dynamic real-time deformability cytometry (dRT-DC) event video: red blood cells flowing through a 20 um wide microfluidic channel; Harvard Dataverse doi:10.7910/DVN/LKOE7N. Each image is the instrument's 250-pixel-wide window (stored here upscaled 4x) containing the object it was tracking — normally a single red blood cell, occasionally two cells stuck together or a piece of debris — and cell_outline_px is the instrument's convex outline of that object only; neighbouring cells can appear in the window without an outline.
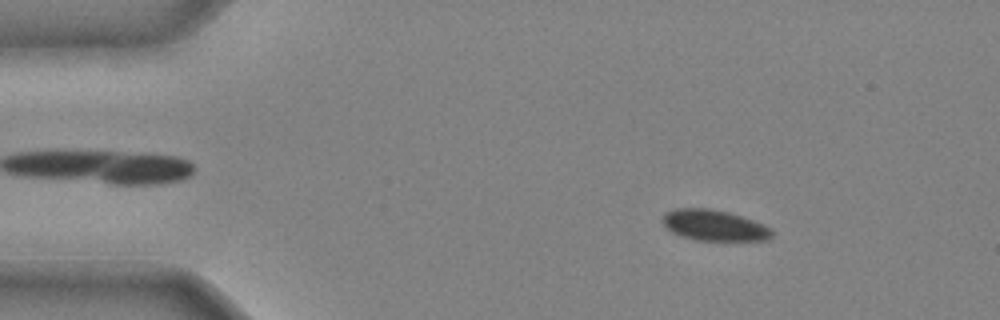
{"species": "common noctule bat (a hibernating species)", "species_latin": "Nyctalus noctula", "temperature_condition": "cold", "stored_images_in_passage": 40, "camera_frame_rate_fps": 3000, "um_per_image_px": 0.085, "animal": {"sex": "male", "body_mass_g": 20.4}, "frame": {"image": 1, "passage_image": 5, "time_ms": 1.333, "image_size_px": [1000, 320], "cell_outline_px": [[772, 236], [768, 240], [696, 240], [680, 236], [672, 232], [664, 224], [664, 212], [676, 208], [708, 208], [728, 212], [752, 220], [772, 228]], "centroid_in_image_um": [60.7, 19.15], "position_along_channel_um": 24.3, "area_um2": 19.48}}
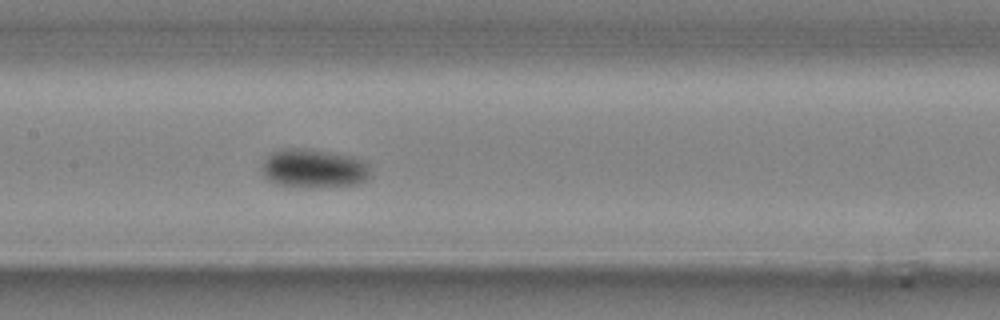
{"frame": {"image": 2, "passage_image": 20, "time_ms": 6.333, "image_size_px": [1000, 320], "cell_outline_px": [[372, 176], [356, 184], [312, 188], [276, 184], [264, 176], [260, 168], [264, 160], [272, 152], [280, 148], [312, 148], [352, 156], [364, 160], [368, 164]], "centroid_in_image_um": [26.67, 14.3], "position_along_channel_um": 180.7, "area_um2": 25.03}}
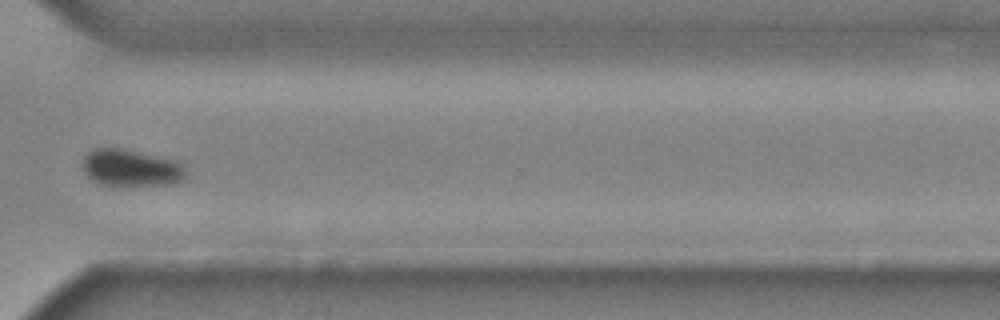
{"frame": {"image": 3, "passage_image": 32, "time_ms": 10.333, "image_size_px": [1000, 320], "cell_outline_px": [[188, 176], [184, 180], [172, 184], [100, 184], [92, 180], [84, 172], [84, 156], [92, 148], [120, 148], [176, 160], [184, 164], [188, 172]], "centroid_in_image_um": [11.2, 14.25], "position_along_channel_um": 359.4, "area_um2": 22.08}}